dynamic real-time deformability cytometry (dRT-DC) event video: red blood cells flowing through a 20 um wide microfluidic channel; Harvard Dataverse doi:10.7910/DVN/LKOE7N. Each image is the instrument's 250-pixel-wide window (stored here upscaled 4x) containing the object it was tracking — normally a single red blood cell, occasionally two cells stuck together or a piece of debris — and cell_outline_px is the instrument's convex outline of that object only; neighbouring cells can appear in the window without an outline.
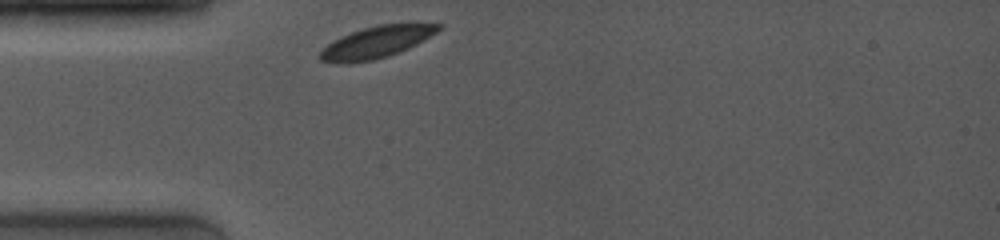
{"species": "common noctule bat (a hibernating species)", "species_latin": "Nyctalus noctula", "temperature_condition": "room temperature", "stored_images_in_passage": 28, "camera_frame_rate_fps": 4000, "um_per_image_px": 0.085, "animal": {"sex": "female", "body_mass_g": 19.0, "forearm_length_mm": 53.3}, "frame": {"image": 1, "passage_image": 1, "time_ms": 0.0, "image_size_px": [1000, 240], "cell_outline_px": [[440, 28], [436, 32], [416, 44], [408, 48], [372, 60], [344, 64], [320, 60], [320, 52], [328, 44], [340, 36], [364, 28], [380, 24], [440, 24]], "centroid_in_image_um": [31.94, 3.59], "position_along_channel_um": 53.1, "area_um2": 21.15}}
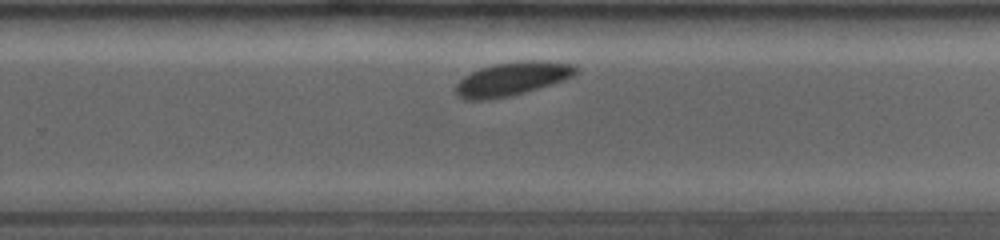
{"frame": {"image": 2, "passage_image": 19, "time_ms": 6.25, "image_size_px": [1000, 240], "cell_outline_px": [[576, 72], [572, 76], [564, 80], [524, 92], [508, 96], [480, 100], [464, 100], [456, 92], [456, 84], [464, 76], [480, 68], [496, 64], [524, 60], [548, 60], [576, 64]], "centroid_in_image_um": [43.55, 6.68], "position_along_channel_um": 286.2, "area_um2": 23.24}}
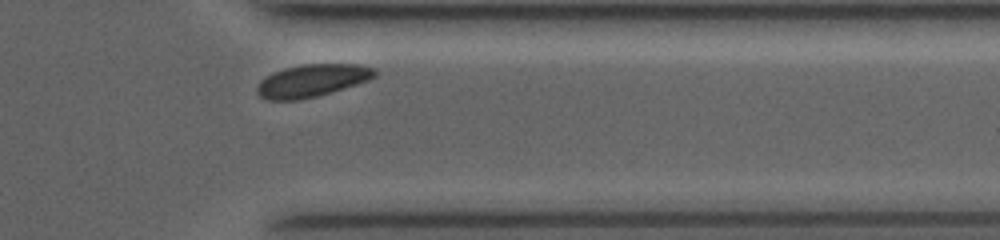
{"frame": {"image": 3, "passage_image": 26, "time_ms": 8.75, "image_size_px": [1000, 240], "cell_outline_px": [[376, 76], [368, 80], [356, 84], [316, 96], [296, 100], [268, 100], [260, 96], [256, 92], [256, 88], [260, 80], [272, 72], [284, 68], [304, 64], [360, 64], [376, 68]], "centroid_in_image_um": [26.5, 6.84], "position_along_channel_um": 384.9, "area_um2": 22.25}, "authors_computed_cell_mechanics": {"area_um2": 23.4957, "velocity_mm_per_s": 3.8601, "shape_relaxation_time_tau1_ms": 0.5213, "shape_relaxation_time_tau2_ms": null, "deformation_change_tau1": 0.0529, "deformation_change_tau2": null}}